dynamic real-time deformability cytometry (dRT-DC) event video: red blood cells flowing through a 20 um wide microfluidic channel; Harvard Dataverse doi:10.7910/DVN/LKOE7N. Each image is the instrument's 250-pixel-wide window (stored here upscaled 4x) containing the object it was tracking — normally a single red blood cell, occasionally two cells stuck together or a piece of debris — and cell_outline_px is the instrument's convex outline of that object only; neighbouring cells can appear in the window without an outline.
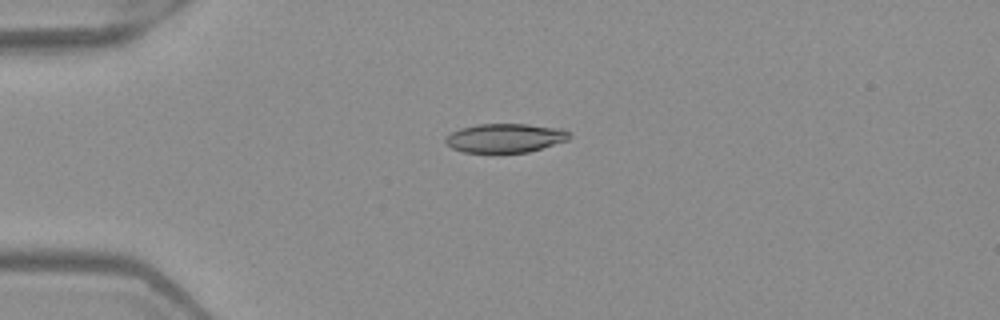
{"species": "Egyptian fruit bat (a non-hibernating species)", "species_latin": "Rousettus aegyptiacus", "temperature_condition": "warm", "stored_images_in_passage": 2, "camera_frame_rate_fps": 3000, "um_per_image_px": 0.085, "frame": {"image": 1, "passage_image": 1, "time_ms": 0.0, "image_size_px": [1000, 320], "cell_outline_px": [[572, 136], [568, 140], [528, 152], [492, 156], [464, 152], [452, 148], [444, 140], [444, 136], [460, 128], [476, 124], [528, 124], [564, 128]], "centroid_in_image_um": [42.91, 11.77], "position_along_channel_um": 42.1, "area_um2": 21.91}}